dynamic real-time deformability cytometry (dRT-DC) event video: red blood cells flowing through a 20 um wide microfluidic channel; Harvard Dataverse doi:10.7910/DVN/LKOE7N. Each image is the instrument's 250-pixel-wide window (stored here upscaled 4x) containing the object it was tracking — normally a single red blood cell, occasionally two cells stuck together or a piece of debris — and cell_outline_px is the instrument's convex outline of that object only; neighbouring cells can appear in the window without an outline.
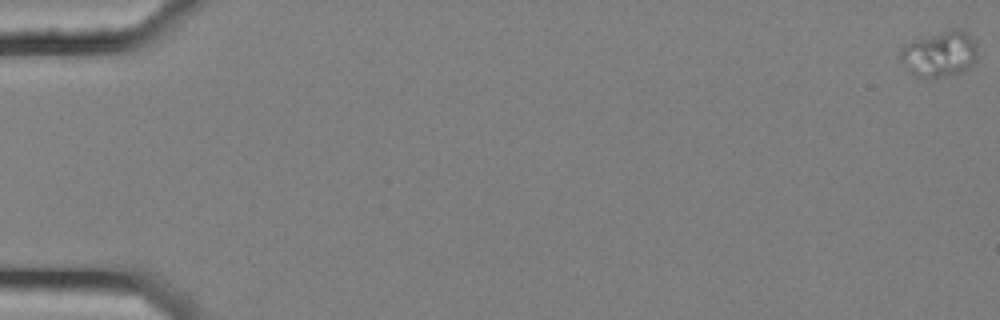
{"species": "common noctule bat (a hibernating species)", "species_latin": "Nyctalus noctula", "temperature_condition": "cold", "stored_images_in_passage": 7, "camera_frame_rate_fps": 3000, "um_per_image_px": 0.085, "animal": {"sex": "female", "body_mass_g": 25.1}, "frame": {"image": 1, "passage_image": 1, "time_ms": 0.0, "image_size_px": [1000, 320], "cell_outline_px": [[976, 60], [968, 68], [960, 72], [944, 76], [916, 76], [900, 60], [900, 52], [908, 44], [952, 28], [960, 28], [968, 32], [976, 40]], "centroid_in_image_um": [79.96, 4.56], "position_along_channel_um": 5.0, "area_um2": 19.88}}
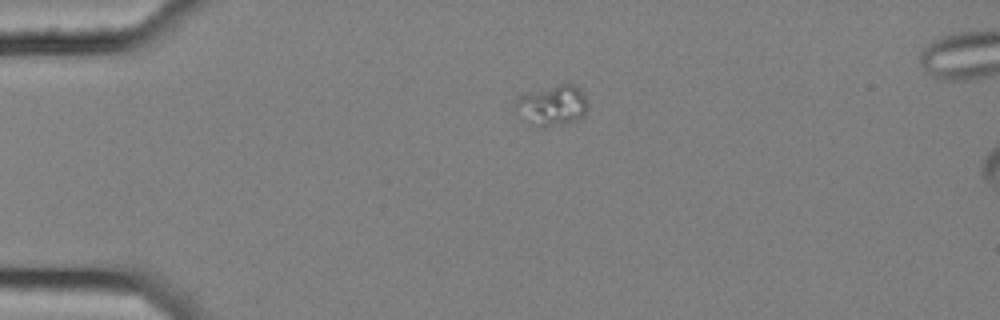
{"frame": {"image": 2, "passage_image": 5, "time_ms": 1.333, "image_size_px": [1000, 320], "cell_outline_px": [[588, 108], [584, 116], [580, 120], [544, 128], [540, 128], [532, 124], [512, 108], [512, 104], [520, 96], [564, 80], [580, 88], [588, 104]], "centroid_in_image_um": [46.96, 8.94], "position_along_channel_um": 38.0, "area_um2": 17.63}}